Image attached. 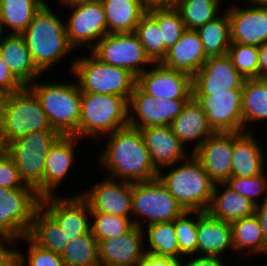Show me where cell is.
<instances>
[{
	"label": "cell",
	"mask_w": 267,
	"mask_h": 266,
	"mask_svg": "<svg viewBox=\"0 0 267 266\" xmlns=\"http://www.w3.org/2000/svg\"><path fill=\"white\" fill-rule=\"evenodd\" d=\"M16 260V241L0 233V266H10Z\"/></svg>",
	"instance_id": "obj_48"
},
{
	"label": "cell",
	"mask_w": 267,
	"mask_h": 266,
	"mask_svg": "<svg viewBox=\"0 0 267 266\" xmlns=\"http://www.w3.org/2000/svg\"><path fill=\"white\" fill-rule=\"evenodd\" d=\"M139 266H183V259L145 253Z\"/></svg>",
	"instance_id": "obj_50"
},
{
	"label": "cell",
	"mask_w": 267,
	"mask_h": 266,
	"mask_svg": "<svg viewBox=\"0 0 267 266\" xmlns=\"http://www.w3.org/2000/svg\"><path fill=\"white\" fill-rule=\"evenodd\" d=\"M242 94L243 132H256L258 121L267 122V79H245Z\"/></svg>",
	"instance_id": "obj_30"
},
{
	"label": "cell",
	"mask_w": 267,
	"mask_h": 266,
	"mask_svg": "<svg viewBox=\"0 0 267 266\" xmlns=\"http://www.w3.org/2000/svg\"><path fill=\"white\" fill-rule=\"evenodd\" d=\"M222 4L221 0H178L176 9L186 29L196 30L219 16Z\"/></svg>",
	"instance_id": "obj_38"
},
{
	"label": "cell",
	"mask_w": 267,
	"mask_h": 266,
	"mask_svg": "<svg viewBox=\"0 0 267 266\" xmlns=\"http://www.w3.org/2000/svg\"><path fill=\"white\" fill-rule=\"evenodd\" d=\"M39 80L28 87L39 98L52 129L61 136L78 137L82 92L77 81Z\"/></svg>",
	"instance_id": "obj_4"
},
{
	"label": "cell",
	"mask_w": 267,
	"mask_h": 266,
	"mask_svg": "<svg viewBox=\"0 0 267 266\" xmlns=\"http://www.w3.org/2000/svg\"><path fill=\"white\" fill-rule=\"evenodd\" d=\"M105 146L97 158L107 177L130 183L157 179L140 129L126 126L102 138Z\"/></svg>",
	"instance_id": "obj_1"
},
{
	"label": "cell",
	"mask_w": 267,
	"mask_h": 266,
	"mask_svg": "<svg viewBox=\"0 0 267 266\" xmlns=\"http://www.w3.org/2000/svg\"><path fill=\"white\" fill-rule=\"evenodd\" d=\"M10 266H20L17 261L15 260Z\"/></svg>",
	"instance_id": "obj_58"
},
{
	"label": "cell",
	"mask_w": 267,
	"mask_h": 266,
	"mask_svg": "<svg viewBox=\"0 0 267 266\" xmlns=\"http://www.w3.org/2000/svg\"><path fill=\"white\" fill-rule=\"evenodd\" d=\"M52 7L45 3L21 34L33 63L42 74L49 70L53 72L55 65L72 52L75 53L67 38L65 19H61Z\"/></svg>",
	"instance_id": "obj_2"
},
{
	"label": "cell",
	"mask_w": 267,
	"mask_h": 266,
	"mask_svg": "<svg viewBox=\"0 0 267 266\" xmlns=\"http://www.w3.org/2000/svg\"><path fill=\"white\" fill-rule=\"evenodd\" d=\"M61 137L56 131L39 130L8 144L7 154L14 160L21 179L43 198L45 161L52 145Z\"/></svg>",
	"instance_id": "obj_8"
},
{
	"label": "cell",
	"mask_w": 267,
	"mask_h": 266,
	"mask_svg": "<svg viewBox=\"0 0 267 266\" xmlns=\"http://www.w3.org/2000/svg\"><path fill=\"white\" fill-rule=\"evenodd\" d=\"M134 226L130 218L90 212V229L97 242L125 234Z\"/></svg>",
	"instance_id": "obj_40"
},
{
	"label": "cell",
	"mask_w": 267,
	"mask_h": 266,
	"mask_svg": "<svg viewBox=\"0 0 267 266\" xmlns=\"http://www.w3.org/2000/svg\"><path fill=\"white\" fill-rule=\"evenodd\" d=\"M184 212L158 178L132 183V221L141 229L152 224L173 221Z\"/></svg>",
	"instance_id": "obj_9"
},
{
	"label": "cell",
	"mask_w": 267,
	"mask_h": 266,
	"mask_svg": "<svg viewBox=\"0 0 267 266\" xmlns=\"http://www.w3.org/2000/svg\"><path fill=\"white\" fill-rule=\"evenodd\" d=\"M88 189L71 193L81 195L89 204L90 212L123 216L132 220V183L104 175Z\"/></svg>",
	"instance_id": "obj_14"
},
{
	"label": "cell",
	"mask_w": 267,
	"mask_h": 266,
	"mask_svg": "<svg viewBox=\"0 0 267 266\" xmlns=\"http://www.w3.org/2000/svg\"><path fill=\"white\" fill-rule=\"evenodd\" d=\"M171 128L185 148L191 149V154L215 133L208 124L205 111L193 96L184 104L181 113L173 120ZM187 144L191 148L186 147Z\"/></svg>",
	"instance_id": "obj_26"
},
{
	"label": "cell",
	"mask_w": 267,
	"mask_h": 266,
	"mask_svg": "<svg viewBox=\"0 0 267 266\" xmlns=\"http://www.w3.org/2000/svg\"><path fill=\"white\" fill-rule=\"evenodd\" d=\"M0 187L4 188H33L21 179L14 160L6 154L0 159Z\"/></svg>",
	"instance_id": "obj_46"
},
{
	"label": "cell",
	"mask_w": 267,
	"mask_h": 266,
	"mask_svg": "<svg viewBox=\"0 0 267 266\" xmlns=\"http://www.w3.org/2000/svg\"><path fill=\"white\" fill-rule=\"evenodd\" d=\"M88 52L103 63L129 70L136 77L153 64L135 32L107 33Z\"/></svg>",
	"instance_id": "obj_11"
},
{
	"label": "cell",
	"mask_w": 267,
	"mask_h": 266,
	"mask_svg": "<svg viewBox=\"0 0 267 266\" xmlns=\"http://www.w3.org/2000/svg\"><path fill=\"white\" fill-rule=\"evenodd\" d=\"M248 3L251 5H263V6H267V0H245V2L243 3Z\"/></svg>",
	"instance_id": "obj_56"
},
{
	"label": "cell",
	"mask_w": 267,
	"mask_h": 266,
	"mask_svg": "<svg viewBox=\"0 0 267 266\" xmlns=\"http://www.w3.org/2000/svg\"><path fill=\"white\" fill-rule=\"evenodd\" d=\"M145 253L144 231L136 225L123 235L98 241L100 266H139Z\"/></svg>",
	"instance_id": "obj_22"
},
{
	"label": "cell",
	"mask_w": 267,
	"mask_h": 266,
	"mask_svg": "<svg viewBox=\"0 0 267 266\" xmlns=\"http://www.w3.org/2000/svg\"><path fill=\"white\" fill-rule=\"evenodd\" d=\"M258 78L267 79V43L259 46Z\"/></svg>",
	"instance_id": "obj_53"
},
{
	"label": "cell",
	"mask_w": 267,
	"mask_h": 266,
	"mask_svg": "<svg viewBox=\"0 0 267 266\" xmlns=\"http://www.w3.org/2000/svg\"><path fill=\"white\" fill-rule=\"evenodd\" d=\"M22 241L27 250L20 248V244L16 246V261L20 266H65L60 254L38 246L27 235L19 240Z\"/></svg>",
	"instance_id": "obj_41"
},
{
	"label": "cell",
	"mask_w": 267,
	"mask_h": 266,
	"mask_svg": "<svg viewBox=\"0 0 267 266\" xmlns=\"http://www.w3.org/2000/svg\"><path fill=\"white\" fill-rule=\"evenodd\" d=\"M6 35H7V33L4 29L2 21L0 19V43L3 41V39L5 38Z\"/></svg>",
	"instance_id": "obj_57"
},
{
	"label": "cell",
	"mask_w": 267,
	"mask_h": 266,
	"mask_svg": "<svg viewBox=\"0 0 267 266\" xmlns=\"http://www.w3.org/2000/svg\"><path fill=\"white\" fill-rule=\"evenodd\" d=\"M59 3H61L62 7L64 8H69V7H74L77 5H81V4H86V3H90V2H95L98 0H58Z\"/></svg>",
	"instance_id": "obj_54"
},
{
	"label": "cell",
	"mask_w": 267,
	"mask_h": 266,
	"mask_svg": "<svg viewBox=\"0 0 267 266\" xmlns=\"http://www.w3.org/2000/svg\"><path fill=\"white\" fill-rule=\"evenodd\" d=\"M128 105L125 97L82 92L78 138L95 139L96 144L101 138L128 126Z\"/></svg>",
	"instance_id": "obj_6"
},
{
	"label": "cell",
	"mask_w": 267,
	"mask_h": 266,
	"mask_svg": "<svg viewBox=\"0 0 267 266\" xmlns=\"http://www.w3.org/2000/svg\"><path fill=\"white\" fill-rule=\"evenodd\" d=\"M256 215L261 222L264 239V255L267 256V198L261 204L256 206Z\"/></svg>",
	"instance_id": "obj_52"
},
{
	"label": "cell",
	"mask_w": 267,
	"mask_h": 266,
	"mask_svg": "<svg viewBox=\"0 0 267 266\" xmlns=\"http://www.w3.org/2000/svg\"><path fill=\"white\" fill-rule=\"evenodd\" d=\"M40 206L59 224L68 241L90 230V206L81 195L46 196Z\"/></svg>",
	"instance_id": "obj_15"
},
{
	"label": "cell",
	"mask_w": 267,
	"mask_h": 266,
	"mask_svg": "<svg viewBox=\"0 0 267 266\" xmlns=\"http://www.w3.org/2000/svg\"><path fill=\"white\" fill-rule=\"evenodd\" d=\"M144 12L154 10L173 9L177 6L178 0H139Z\"/></svg>",
	"instance_id": "obj_51"
},
{
	"label": "cell",
	"mask_w": 267,
	"mask_h": 266,
	"mask_svg": "<svg viewBox=\"0 0 267 266\" xmlns=\"http://www.w3.org/2000/svg\"><path fill=\"white\" fill-rule=\"evenodd\" d=\"M2 98H3V95L0 93V107H1Z\"/></svg>",
	"instance_id": "obj_59"
},
{
	"label": "cell",
	"mask_w": 267,
	"mask_h": 266,
	"mask_svg": "<svg viewBox=\"0 0 267 266\" xmlns=\"http://www.w3.org/2000/svg\"><path fill=\"white\" fill-rule=\"evenodd\" d=\"M61 258L65 266H100L98 242L91 229L86 234L68 241Z\"/></svg>",
	"instance_id": "obj_37"
},
{
	"label": "cell",
	"mask_w": 267,
	"mask_h": 266,
	"mask_svg": "<svg viewBox=\"0 0 267 266\" xmlns=\"http://www.w3.org/2000/svg\"><path fill=\"white\" fill-rule=\"evenodd\" d=\"M203 44L206 57L223 56L231 45L230 20L224 11L214 20L196 29Z\"/></svg>",
	"instance_id": "obj_35"
},
{
	"label": "cell",
	"mask_w": 267,
	"mask_h": 266,
	"mask_svg": "<svg viewBox=\"0 0 267 266\" xmlns=\"http://www.w3.org/2000/svg\"><path fill=\"white\" fill-rule=\"evenodd\" d=\"M207 212L214 218L232 223L254 215L256 205L247 197L236 193L226 183H217Z\"/></svg>",
	"instance_id": "obj_29"
},
{
	"label": "cell",
	"mask_w": 267,
	"mask_h": 266,
	"mask_svg": "<svg viewBox=\"0 0 267 266\" xmlns=\"http://www.w3.org/2000/svg\"><path fill=\"white\" fill-rule=\"evenodd\" d=\"M206 60L204 47L197 31L186 29L160 63L193 76Z\"/></svg>",
	"instance_id": "obj_27"
},
{
	"label": "cell",
	"mask_w": 267,
	"mask_h": 266,
	"mask_svg": "<svg viewBox=\"0 0 267 266\" xmlns=\"http://www.w3.org/2000/svg\"><path fill=\"white\" fill-rule=\"evenodd\" d=\"M232 151L233 132H223L209 136L192 155L217 184L232 177Z\"/></svg>",
	"instance_id": "obj_20"
},
{
	"label": "cell",
	"mask_w": 267,
	"mask_h": 266,
	"mask_svg": "<svg viewBox=\"0 0 267 266\" xmlns=\"http://www.w3.org/2000/svg\"><path fill=\"white\" fill-rule=\"evenodd\" d=\"M0 129L7 145L31 132L52 129L39 98L28 87L3 95L0 107Z\"/></svg>",
	"instance_id": "obj_7"
},
{
	"label": "cell",
	"mask_w": 267,
	"mask_h": 266,
	"mask_svg": "<svg viewBox=\"0 0 267 266\" xmlns=\"http://www.w3.org/2000/svg\"><path fill=\"white\" fill-rule=\"evenodd\" d=\"M149 13L157 20L166 55L167 51L180 39L186 30L185 24L176 8L154 10Z\"/></svg>",
	"instance_id": "obj_43"
},
{
	"label": "cell",
	"mask_w": 267,
	"mask_h": 266,
	"mask_svg": "<svg viewBox=\"0 0 267 266\" xmlns=\"http://www.w3.org/2000/svg\"><path fill=\"white\" fill-rule=\"evenodd\" d=\"M27 236L38 246L60 255L68 243L59 224L41 206L33 216Z\"/></svg>",
	"instance_id": "obj_32"
},
{
	"label": "cell",
	"mask_w": 267,
	"mask_h": 266,
	"mask_svg": "<svg viewBox=\"0 0 267 266\" xmlns=\"http://www.w3.org/2000/svg\"><path fill=\"white\" fill-rule=\"evenodd\" d=\"M107 22V33L135 32L145 13L139 0H101Z\"/></svg>",
	"instance_id": "obj_31"
},
{
	"label": "cell",
	"mask_w": 267,
	"mask_h": 266,
	"mask_svg": "<svg viewBox=\"0 0 267 266\" xmlns=\"http://www.w3.org/2000/svg\"><path fill=\"white\" fill-rule=\"evenodd\" d=\"M157 178L185 211L204 212L209 208L215 183L192 154L159 170Z\"/></svg>",
	"instance_id": "obj_3"
},
{
	"label": "cell",
	"mask_w": 267,
	"mask_h": 266,
	"mask_svg": "<svg viewBox=\"0 0 267 266\" xmlns=\"http://www.w3.org/2000/svg\"><path fill=\"white\" fill-rule=\"evenodd\" d=\"M41 197L34 188L0 187V233L19 240L29 233Z\"/></svg>",
	"instance_id": "obj_10"
},
{
	"label": "cell",
	"mask_w": 267,
	"mask_h": 266,
	"mask_svg": "<svg viewBox=\"0 0 267 266\" xmlns=\"http://www.w3.org/2000/svg\"><path fill=\"white\" fill-rule=\"evenodd\" d=\"M234 254L264 255L262 226L256 213L231 223ZM246 252V253H245Z\"/></svg>",
	"instance_id": "obj_33"
},
{
	"label": "cell",
	"mask_w": 267,
	"mask_h": 266,
	"mask_svg": "<svg viewBox=\"0 0 267 266\" xmlns=\"http://www.w3.org/2000/svg\"><path fill=\"white\" fill-rule=\"evenodd\" d=\"M227 55L245 79L258 78L259 46L231 42Z\"/></svg>",
	"instance_id": "obj_44"
},
{
	"label": "cell",
	"mask_w": 267,
	"mask_h": 266,
	"mask_svg": "<svg viewBox=\"0 0 267 266\" xmlns=\"http://www.w3.org/2000/svg\"><path fill=\"white\" fill-rule=\"evenodd\" d=\"M244 81L245 78L238 72L227 54L208 57L192 76L193 95L230 93L232 89H242Z\"/></svg>",
	"instance_id": "obj_17"
},
{
	"label": "cell",
	"mask_w": 267,
	"mask_h": 266,
	"mask_svg": "<svg viewBox=\"0 0 267 266\" xmlns=\"http://www.w3.org/2000/svg\"><path fill=\"white\" fill-rule=\"evenodd\" d=\"M140 131L152 163L158 171L181 162L191 155V151H187L175 136L171 126H151L142 128Z\"/></svg>",
	"instance_id": "obj_23"
},
{
	"label": "cell",
	"mask_w": 267,
	"mask_h": 266,
	"mask_svg": "<svg viewBox=\"0 0 267 266\" xmlns=\"http://www.w3.org/2000/svg\"><path fill=\"white\" fill-rule=\"evenodd\" d=\"M256 138V132H233L232 177L250 178L266 170L267 154Z\"/></svg>",
	"instance_id": "obj_25"
},
{
	"label": "cell",
	"mask_w": 267,
	"mask_h": 266,
	"mask_svg": "<svg viewBox=\"0 0 267 266\" xmlns=\"http://www.w3.org/2000/svg\"><path fill=\"white\" fill-rule=\"evenodd\" d=\"M225 183L236 193L247 197L256 206L267 198V172L265 170L250 178L230 177Z\"/></svg>",
	"instance_id": "obj_45"
},
{
	"label": "cell",
	"mask_w": 267,
	"mask_h": 266,
	"mask_svg": "<svg viewBox=\"0 0 267 266\" xmlns=\"http://www.w3.org/2000/svg\"><path fill=\"white\" fill-rule=\"evenodd\" d=\"M189 99H163L145 93L137 84L128 101V125L137 129L171 126Z\"/></svg>",
	"instance_id": "obj_12"
},
{
	"label": "cell",
	"mask_w": 267,
	"mask_h": 266,
	"mask_svg": "<svg viewBox=\"0 0 267 266\" xmlns=\"http://www.w3.org/2000/svg\"><path fill=\"white\" fill-rule=\"evenodd\" d=\"M80 140L75 136H61L50 148L45 161L43 197L58 195L57 188L68 180L71 169H75L72 166L78 159L76 155Z\"/></svg>",
	"instance_id": "obj_21"
},
{
	"label": "cell",
	"mask_w": 267,
	"mask_h": 266,
	"mask_svg": "<svg viewBox=\"0 0 267 266\" xmlns=\"http://www.w3.org/2000/svg\"><path fill=\"white\" fill-rule=\"evenodd\" d=\"M7 151H8V145L5 142L4 136L2 135L0 129V159L7 154Z\"/></svg>",
	"instance_id": "obj_55"
},
{
	"label": "cell",
	"mask_w": 267,
	"mask_h": 266,
	"mask_svg": "<svg viewBox=\"0 0 267 266\" xmlns=\"http://www.w3.org/2000/svg\"><path fill=\"white\" fill-rule=\"evenodd\" d=\"M44 4L42 0H0V19L6 33L22 34Z\"/></svg>",
	"instance_id": "obj_34"
},
{
	"label": "cell",
	"mask_w": 267,
	"mask_h": 266,
	"mask_svg": "<svg viewBox=\"0 0 267 266\" xmlns=\"http://www.w3.org/2000/svg\"><path fill=\"white\" fill-rule=\"evenodd\" d=\"M231 42L261 46L267 43V6L229 3Z\"/></svg>",
	"instance_id": "obj_19"
},
{
	"label": "cell",
	"mask_w": 267,
	"mask_h": 266,
	"mask_svg": "<svg viewBox=\"0 0 267 266\" xmlns=\"http://www.w3.org/2000/svg\"><path fill=\"white\" fill-rule=\"evenodd\" d=\"M143 231L146 253L180 259L174 220L149 225L143 228Z\"/></svg>",
	"instance_id": "obj_36"
},
{
	"label": "cell",
	"mask_w": 267,
	"mask_h": 266,
	"mask_svg": "<svg viewBox=\"0 0 267 266\" xmlns=\"http://www.w3.org/2000/svg\"><path fill=\"white\" fill-rule=\"evenodd\" d=\"M68 68L81 92L116 95L129 101L137 84V77L129 70L103 63L91 52L86 56L75 55Z\"/></svg>",
	"instance_id": "obj_5"
},
{
	"label": "cell",
	"mask_w": 267,
	"mask_h": 266,
	"mask_svg": "<svg viewBox=\"0 0 267 266\" xmlns=\"http://www.w3.org/2000/svg\"><path fill=\"white\" fill-rule=\"evenodd\" d=\"M137 85L158 99H190L193 96L192 76L161 63H153L141 73Z\"/></svg>",
	"instance_id": "obj_18"
},
{
	"label": "cell",
	"mask_w": 267,
	"mask_h": 266,
	"mask_svg": "<svg viewBox=\"0 0 267 266\" xmlns=\"http://www.w3.org/2000/svg\"><path fill=\"white\" fill-rule=\"evenodd\" d=\"M242 89L230 93L193 95L205 111L209 126L215 133L243 132Z\"/></svg>",
	"instance_id": "obj_16"
},
{
	"label": "cell",
	"mask_w": 267,
	"mask_h": 266,
	"mask_svg": "<svg viewBox=\"0 0 267 266\" xmlns=\"http://www.w3.org/2000/svg\"><path fill=\"white\" fill-rule=\"evenodd\" d=\"M174 228L180 259L197 255V211H185L181 216L175 218Z\"/></svg>",
	"instance_id": "obj_42"
},
{
	"label": "cell",
	"mask_w": 267,
	"mask_h": 266,
	"mask_svg": "<svg viewBox=\"0 0 267 266\" xmlns=\"http://www.w3.org/2000/svg\"><path fill=\"white\" fill-rule=\"evenodd\" d=\"M0 53L11 73L24 85L29 86L42 73L32 61L28 46L21 34H7L0 43Z\"/></svg>",
	"instance_id": "obj_28"
},
{
	"label": "cell",
	"mask_w": 267,
	"mask_h": 266,
	"mask_svg": "<svg viewBox=\"0 0 267 266\" xmlns=\"http://www.w3.org/2000/svg\"><path fill=\"white\" fill-rule=\"evenodd\" d=\"M226 259L217 256L192 255L183 259V266H227Z\"/></svg>",
	"instance_id": "obj_49"
},
{
	"label": "cell",
	"mask_w": 267,
	"mask_h": 266,
	"mask_svg": "<svg viewBox=\"0 0 267 266\" xmlns=\"http://www.w3.org/2000/svg\"><path fill=\"white\" fill-rule=\"evenodd\" d=\"M230 250L234 252L231 223L197 211V255L226 258Z\"/></svg>",
	"instance_id": "obj_24"
},
{
	"label": "cell",
	"mask_w": 267,
	"mask_h": 266,
	"mask_svg": "<svg viewBox=\"0 0 267 266\" xmlns=\"http://www.w3.org/2000/svg\"><path fill=\"white\" fill-rule=\"evenodd\" d=\"M25 87L10 71L4 63L0 53V93L2 95L12 94Z\"/></svg>",
	"instance_id": "obj_47"
},
{
	"label": "cell",
	"mask_w": 267,
	"mask_h": 266,
	"mask_svg": "<svg viewBox=\"0 0 267 266\" xmlns=\"http://www.w3.org/2000/svg\"><path fill=\"white\" fill-rule=\"evenodd\" d=\"M65 29L74 50H91L107 34V22L101 0L69 7Z\"/></svg>",
	"instance_id": "obj_13"
},
{
	"label": "cell",
	"mask_w": 267,
	"mask_h": 266,
	"mask_svg": "<svg viewBox=\"0 0 267 266\" xmlns=\"http://www.w3.org/2000/svg\"><path fill=\"white\" fill-rule=\"evenodd\" d=\"M135 33L150 60L160 63L165 57L164 41L157 20L149 12L142 15Z\"/></svg>",
	"instance_id": "obj_39"
}]
</instances>
